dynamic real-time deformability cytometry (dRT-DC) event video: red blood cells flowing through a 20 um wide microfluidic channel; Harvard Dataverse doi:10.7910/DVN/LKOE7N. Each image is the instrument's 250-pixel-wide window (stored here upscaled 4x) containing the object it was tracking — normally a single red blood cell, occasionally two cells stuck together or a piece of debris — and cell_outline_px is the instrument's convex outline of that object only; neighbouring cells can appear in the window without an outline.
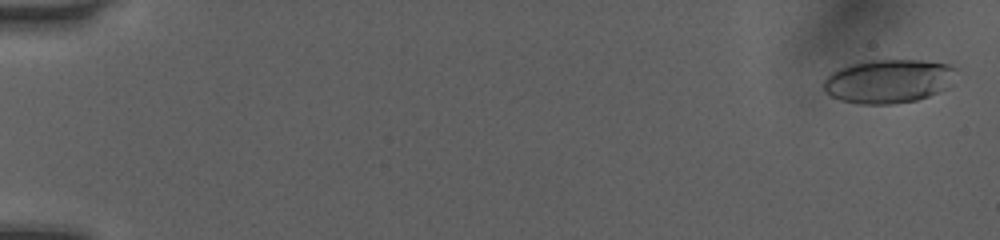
{"species": "human", "species_latin": "Homo sapiens", "temperature_condition": "room temperature", "stored_images_in_passage": 12, "camera_frame_rate_fps": 3000, "um_per_image_px": 0.085, "donor": {"sex": "female"}, "frame": {"image": 1, "passage_image": 1, "time_ms": 0.0, "image_size_px": [1000, 240], "cell_outline_px": [[960, 68], [948, 88], [928, 96], [916, 100], [892, 104], [860, 104], [840, 100], [824, 92], [824, 80], [832, 72], [848, 64], [872, 60], [920, 60], [948, 64]], "centroid_in_image_um": [75.56, 6.89], "position_along_channel_um": 9.4, "area_um2": 34.04}}
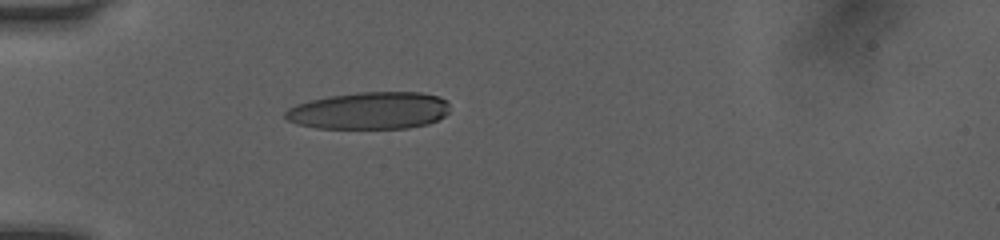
{"frame": {"image": 2, "passage_image": 12, "time_ms": 3.667, "image_size_px": [1000, 240], "cell_outline_px": [[448, 112], [444, 116], [428, 124], [408, 128], [316, 128], [296, 124], [288, 120], [284, 116], [284, 112], [288, 108], [296, 104], [328, 96], [356, 92], [420, 92], [440, 96], [448, 100]], "centroid_in_image_um": [31.4, 9.4], "position_along_channel_um": 53.6, "area_um2": 35.89}}